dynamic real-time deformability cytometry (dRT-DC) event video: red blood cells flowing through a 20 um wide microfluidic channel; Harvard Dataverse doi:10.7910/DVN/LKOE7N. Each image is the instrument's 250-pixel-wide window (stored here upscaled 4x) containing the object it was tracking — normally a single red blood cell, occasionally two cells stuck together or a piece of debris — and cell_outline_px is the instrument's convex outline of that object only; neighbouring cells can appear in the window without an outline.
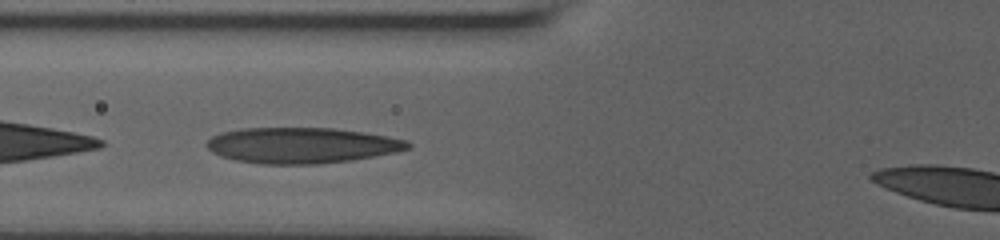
{"species": "human", "species_latin": "Homo sapiens", "temperature_condition": "room temperature", "stored_images_in_passage": 8, "camera_frame_rate_fps": 3000, "um_per_image_px": 0.085, "donor": {"sex": "male"}, "frame": {"image": 1, "passage_image": 6, "time_ms": 2.667, "image_size_px": [1000, 240], "cell_outline_px": [[412, 148], [396, 152], [348, 160], [320, 164], [260, 164], [236, 160], [220, 156], [212, 152], [204, 144], [212, 136], [220, 132], [244, 128], [332, 128], [388, 136], [408, 140], [412, 144]], "centroid_in_image_um": [25.62, 12.35], "position_along_channel_um": 100.2, "area_um2": 41.91}}
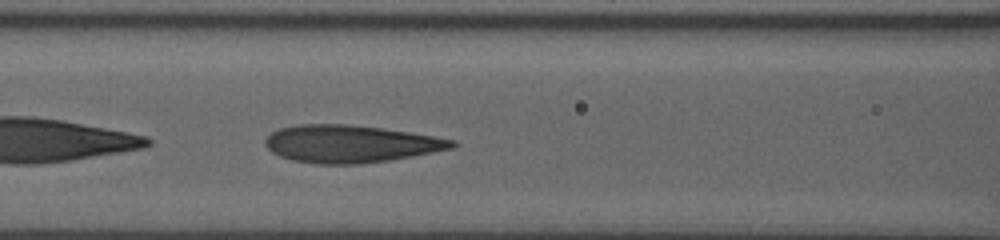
{"frame": {"image": 2, "passage_image": 8, "time_ms": 3.667, "image_size_px": [1000, 240], "cell_outline_px": [[460, 144], [452, 148], [412, 156], [388, 160], [360, 164], [316, 164], [292, 160], [280, 156], [272, 152], [264, 144], [264, 140], [272, 132], [280, 128], [300, 124], [348, 124], [380, 128], [408, 132], [456, 140]], "centroid_in_image_um": [29.77, 12.23], "position_along_channel_um": 136.8, "area_um2": 40.63}}